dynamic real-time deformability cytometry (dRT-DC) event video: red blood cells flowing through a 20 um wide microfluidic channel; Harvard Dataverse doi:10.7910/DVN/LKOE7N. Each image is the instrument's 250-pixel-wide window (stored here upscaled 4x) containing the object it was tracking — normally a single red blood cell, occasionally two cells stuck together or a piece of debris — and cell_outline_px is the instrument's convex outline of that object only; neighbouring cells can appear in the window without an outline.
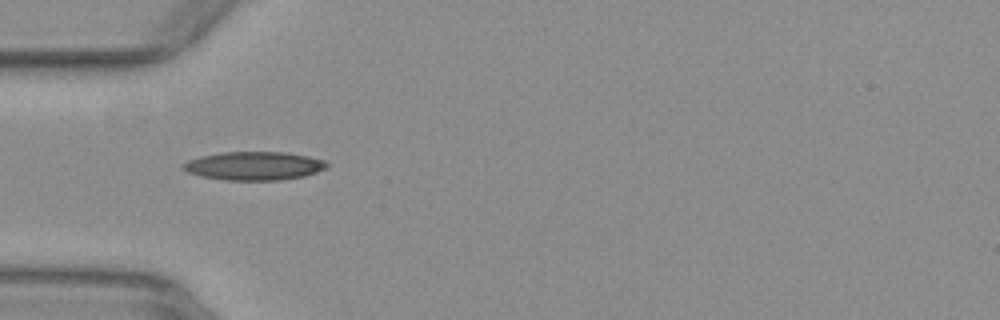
{"species": "common noctule bat (a hibernating species)", "species_latin": "Nyctalus noctula", "temperature_condition": "warm", "stored_images_in_passage": 35, "camera_frame_rate_fps": 3000, "um_per_image_px": 0.085, "animal": {"sex": "female", "body_mass_g": 29.2, "forearm_length_mm": 56.3}, "frame": {"image": 1, "passage_image": 1, "time_ms": 0.0, "image_size_px": [1000, 320], "cell_outline_px": [[328, 168], [304, 176], [280, 180], [224, 180], [200, 176], [188, 172], [180, 168], [180, 164], [188, 160], [200, 156], [220, 152], [284, 152], [308, 156], [324, 160], [328, 164]], "centroid_in_image_um": [21.56, 14.1], "position_along_channel_um": 63.4, "area_um2": 24.04}}
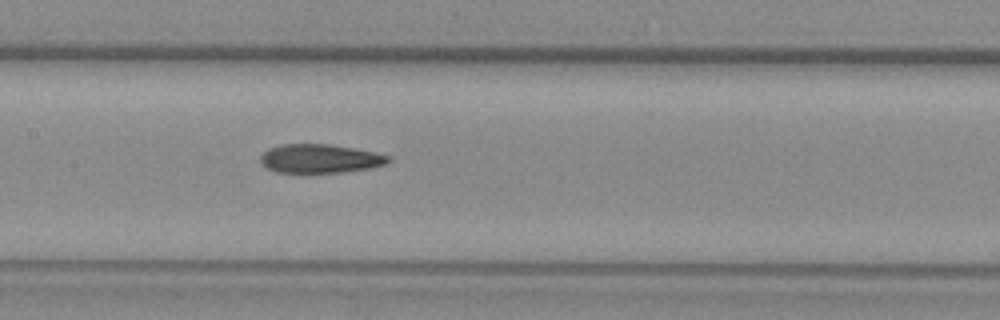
{"frame": {"image": 2, "passage_image": 10, "time_ms": 3.0, "image_size_px": [1000, 320], "cell_outline_px": [[392, 160], [388, 164], [368, 168], [340, 172], [276, 172], [268, 168], [260, 160], [260, 156], [268, 148], [280, 144], [328, 144], [352, 148], [372, 152], [388, 156]], "centroid_in_image_um": [27.18, 13.47], "position_along_channel_um": 180.2, "area_um2": 21.15}}
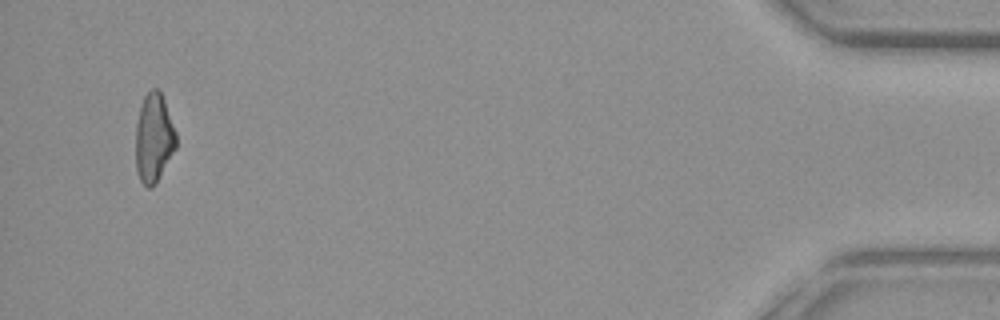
{"frame": {"image": 3, "passage_image": 35, "time_ms": 11.333, "image_size_px": [1000, 320], "cell_outline_px": [[176, 148], [156, 184], [152, 188], [148, 188], [140, 180], [136, 168], [136, 124], [140, 104], [144, 96], [152, 88], [160, 88], [176, 132]], "centroid_in_image_um": [13.07, 11.71], "position_along_channel_um": 422.1, "area_um2": 21.15}, "authors_computed_cell_mechanics": {"area_um2": 21.675, "velocity_mm_per_s": 3.927, "shape_relaxation_time_tau1_ms": null, "shape_relaxation_time_tau2_ms": 4.0431, "deformation_change_tau1": null, "deformation_change_tau2": 0.1448}}